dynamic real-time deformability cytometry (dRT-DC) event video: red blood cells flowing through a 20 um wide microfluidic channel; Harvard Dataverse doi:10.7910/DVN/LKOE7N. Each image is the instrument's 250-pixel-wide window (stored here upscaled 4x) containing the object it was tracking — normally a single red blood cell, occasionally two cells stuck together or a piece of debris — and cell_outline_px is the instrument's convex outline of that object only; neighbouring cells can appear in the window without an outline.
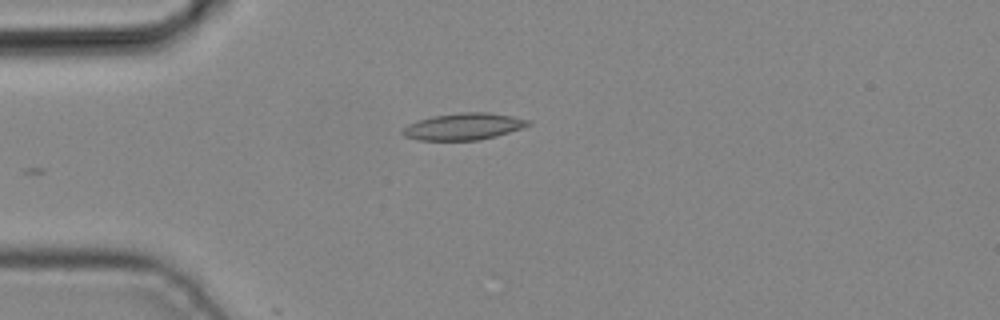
{"species": "common noctule bat (a hibernating species)", "species_latin": "Nyctalus noctula", "temperature_condition": "cold", "stored_images_in_passage": 3, "camera_frame_rate_fps": 3000, "um_per_image_px": 0.085, "animal": {"sex": "male", "body_mass_g": 19.2, "forearm_length_mm": 51.8}, "frame": {"image": 1, "passage_image": 3, "time_ms": 0.667, "image_size_px": [1000, 320], "cell_outline_px": [[532, 124], [496, 136], [480, 140], [416, 140], [404, 136], [400, 132], [408, 124], [416, 120], [432, 116], [460, 112], [488, 112], [512, 116], [528, 120]], "centroid_in_image_um": [39.35, 10.75], "position_along_channel_um": 45.6, "area_um2": 19.59}}